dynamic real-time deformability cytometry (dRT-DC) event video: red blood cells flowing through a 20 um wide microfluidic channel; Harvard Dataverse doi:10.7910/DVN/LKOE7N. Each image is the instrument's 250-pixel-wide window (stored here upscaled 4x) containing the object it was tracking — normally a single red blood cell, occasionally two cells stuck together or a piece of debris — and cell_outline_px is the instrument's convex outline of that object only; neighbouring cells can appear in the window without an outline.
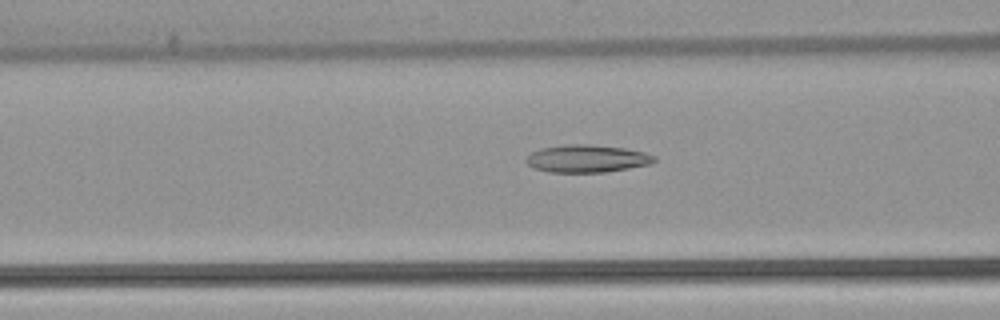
{"species": "common noctule bat (a hibernating species)", "species_latin": "Nyctalus noctula", "temperature_condition": "warm", "stored_images_in_passage": 53, "camera_frame_rate_fps": 3000, "um_per_image_px": 0.085, "animal": {"sex": "female", "body_mass_g": 22.7, "forearm_length_mm": 54.2}, "frame": {"image": 1, "passage_image": 21, "time_ms": 6.667, "image_size_px": [1000, 320], "cell_outline_px": [[656, 160], [648, 164], [628, 168], [604, 172], [548, 172], [532, 168], [524, 160], [532, 152], [540, 148], [564, 144], [588, 144], [624, 148], [644, 152], [656, 156]], "centroid_in_image_um": [49.84, 13.48], "position_along_channel_um": 116.8, "area_um2": 20.58}}
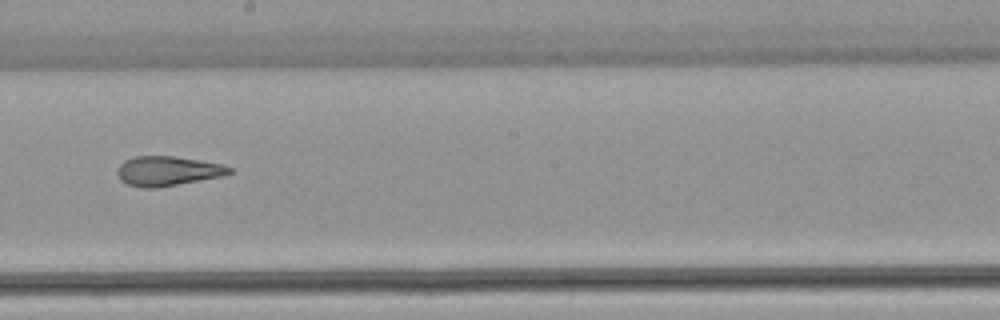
{"frame": {"image": 2, "passage_image": 30, "time_ms": 9.667, "image_size_px": [1000, 320], "cell_outline_px": [[232, 172], [224, 176], [156, 188], [144, 188], [128, 184], [120, 180], [116, 172], [120, 164], [124, 160], [132, 156], [176, 156], [224, 164], [232, 168]], "centroid_in_image_um": [14.26, 14.53], "position_along_channel_um": 233.9, "area_um2": 19.54}}
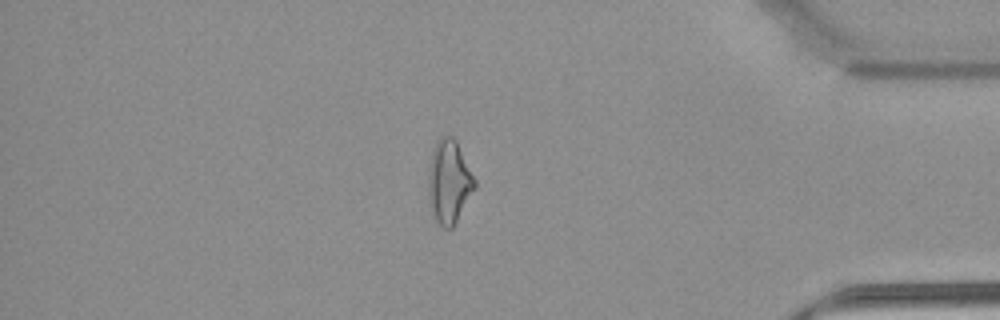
{"frame": {"image": 3, "passage_image": 45, "time_ms": 14.667, "image_size_px": [1000, 320], "cell_outline_px": [[476, 188], [452, 228], [444, 228], [436, 220], [428, 200], [428, 172], [432, 152], [436, 140], [440, 136], [452, 136], [456, 140], [476, 180]], "centroid_in_image_um": [38.17, 15.43], "position_along_channel_um": 397.0, "area_um2": 22.54}, "authors_computed_cell_mechanics": {"area_um2": 22.3108, "velocity_mm_per_s": 3.9083, "shape_relaxation_time_tau1_ms": null, "shape_relaxation_time_tau2_ms": 2.379, "deformation_change_tau1": null, "deformation_change_tau2": 0.1165}}